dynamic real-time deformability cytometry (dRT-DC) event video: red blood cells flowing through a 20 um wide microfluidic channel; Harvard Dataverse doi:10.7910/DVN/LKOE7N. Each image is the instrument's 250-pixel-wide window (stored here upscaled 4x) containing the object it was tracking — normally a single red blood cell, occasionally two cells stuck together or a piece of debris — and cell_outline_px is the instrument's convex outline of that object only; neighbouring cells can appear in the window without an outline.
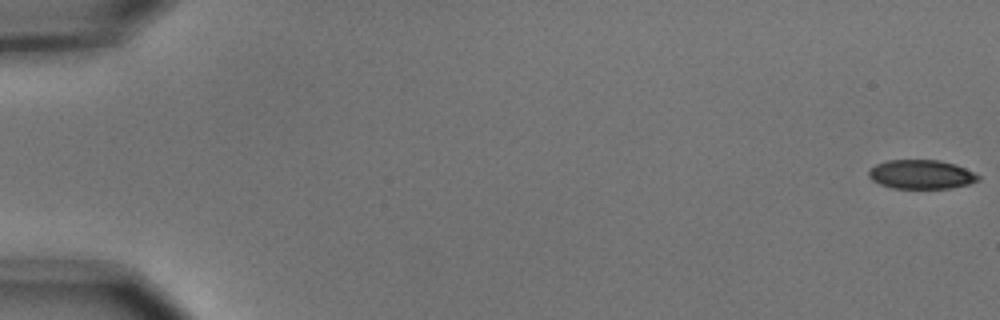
{"species": "common noctule bat (a hibernating species)", "species_latin": "Nyctalus noctula", "temperature_condition": "cold", "stored_images_in_passage": 5, "camera_frame_rate_fps": 3000, "um_per_image_px": 0.085, "animal": {"sex": "male", "body_mass_g": 15.6}, "frame": {"image": 1, "passage_image": 1, "time_ms": 0.0, "image_size_px": [1000, 320], "cell_outline_px": [[980, 180], [968, 184], [952, 188], [892, 188], [880, 184], [872, 180], [868, 176], [868, 172], [876, 164], [888, 160], [940, 160], [956, 164], [980, 176]], "centroid_in_image_um": [78.31, 14.82], "position_along_channel_um": 6.7, "area_um2": 18.5}}
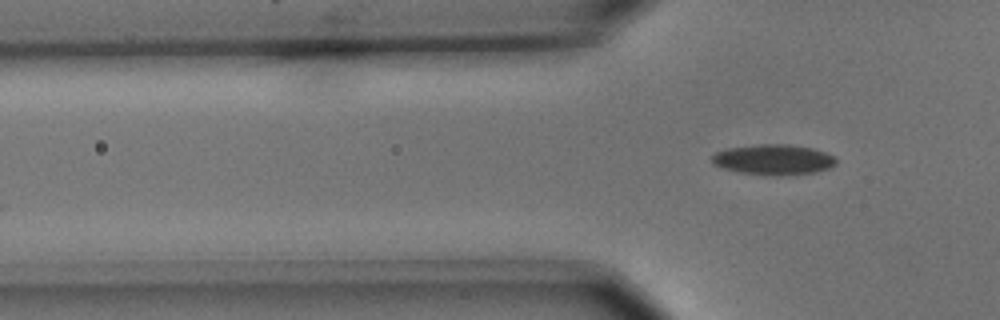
{"frame": {"image": 2, "passage_image": 5, "time_ms": 1.333, "image_size_px": [1000, 320], "cell_outline_px": [[836, 164], [828, 168], [812, 172], [740, 172], [724, 168], [712, 164], [712, 156], [716, 152], [728, 148], [760, 144], [788, 144], [812, 148], [824, 152], [832, 156], [836, 160]], "centroid_in_image_um": [65.71, 13.5], "position_along_channel_um": 60.1, "area_um2": 20.63}}